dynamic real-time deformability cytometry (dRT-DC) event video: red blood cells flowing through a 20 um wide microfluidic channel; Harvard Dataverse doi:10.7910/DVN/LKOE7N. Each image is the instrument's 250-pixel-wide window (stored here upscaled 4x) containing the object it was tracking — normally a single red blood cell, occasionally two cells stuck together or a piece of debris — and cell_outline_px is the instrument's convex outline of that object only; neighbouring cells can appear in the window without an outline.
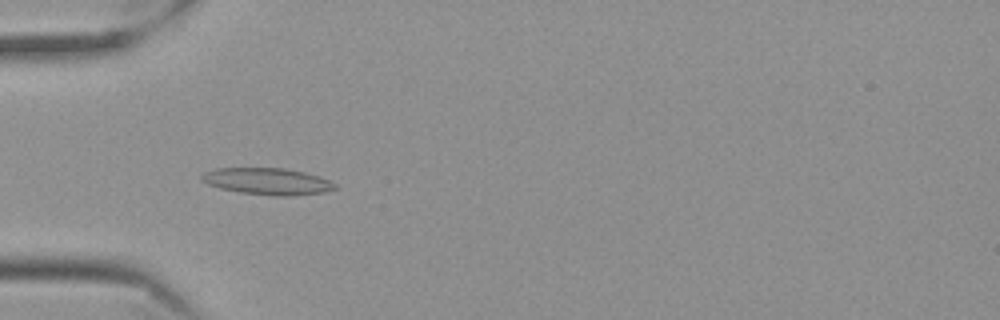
{"species": "Egyptian fruit bat (a non-hibernating species)", "species_latin": "Rousettus aegyptiacus", "temperature_condition": "cold", "stored_images_in_passage": 45, "camera_frame_rate_fps": 3000, "um_per_image_px": 0.085, "frame": {"image": 1, "passage_image": 6, "time_ms": 1.667, "image_size_px": [1000, 320], "cell_outline_px": [[336, 188], [324, 192], [292, 196], [272, 196], [240, 192], [220, 188], [208, 184], [200, 180], [200, 176], [204, 172], [216, 168], [284, 168], [304, 172], [320, 176], [336, 184]], "centroid_in_image_um": [22.72, 15.41], "position_along_channel_um": 62.3, "area_um2": 20.81}}
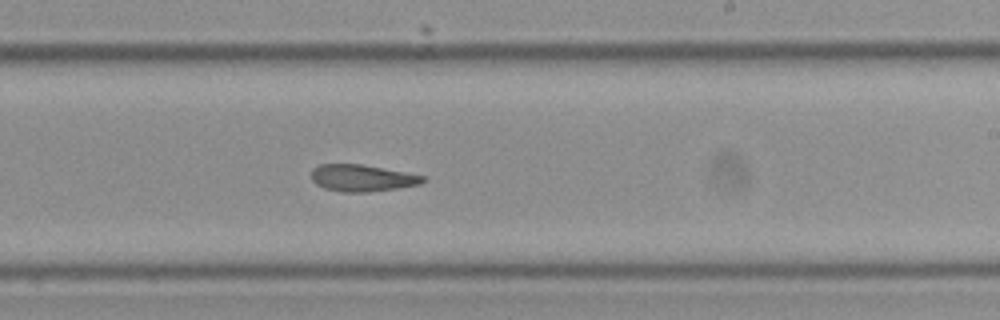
{"frame": {"image": 2, "passage_image": 23, "time_ms": 7.333, "image_size_px": [1000, 320], "cell_outline_px": [[428, 180], [420, 184], [396, 188], [364, 192], [344, 192], [324, 188], [316, 184], [312, 180], [312, 168], [320, 164], [360, 164], [428, 176]], "centroid_in_image_um": [30.8, 15.12], "position_along_channel_um": 258.2, "area_um2": 17.4}}
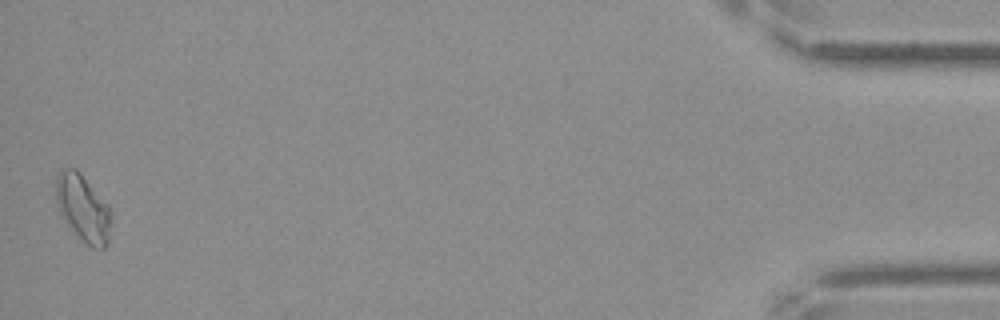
{"frame": {"image": 3, "passage_image": 45, "time_ms": 14.667, "image_size_px": [1000, 320], "cell_outline_px": [[108, 244], [104, 248], [92, 248], [68, 224], [60, 212], [56, 200], [56, 176], [60, 168], [76, 168], [80, 172], [108, 204]], "centroid_in_image_um": [7.02, 17.62], "position_along_channel_um": 428.2, "area_um2": 20.75}, "authors_computed_cell_mechanics": {"area_um2": 18.207, "velocity_mm_per_s": 3.4996, "shape_relaxation_time_tau1_ms": null, "shape_relaxation_time_tau2_ms": 9.7781, "deformation_change_tau1": null, "deformation_change_tau2": 0.1703}}